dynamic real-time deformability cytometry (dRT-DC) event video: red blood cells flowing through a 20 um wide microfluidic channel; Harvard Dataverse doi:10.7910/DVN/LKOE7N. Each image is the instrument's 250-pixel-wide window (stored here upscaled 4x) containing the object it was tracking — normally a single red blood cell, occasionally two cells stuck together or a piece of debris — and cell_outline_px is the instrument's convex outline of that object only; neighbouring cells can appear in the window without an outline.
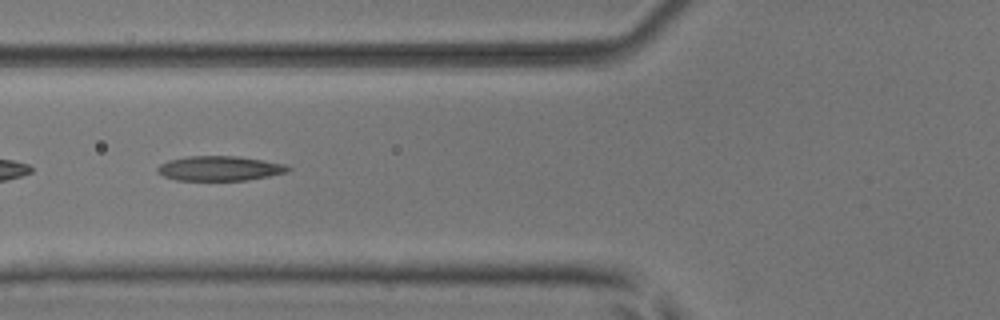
{"species": "common noctule bat (a hibernating species)", "species_latin": "Nyctalus noctula", "temperature_condition": "room temperature", "stored_images_in_passage": 37, "camera_frame_rate_fps": 3000, "um_per_image_px": 0.085, "animal": {"sex": "male", "body_mass_g": 17.9, "forearm_length_mm": 54.2}, "frame": {"image": 1, "passage_image": 5, "time_ms": 1.333, "image_size_px": [1000, 320], "cell_outline_px": [[292, 168], [288, 172], [248, 180], [176, 180], [164, 176], [156, 172], [156, 168], [160, 164], [168, 160], [188, 156], [236, 156], [264, 160], [284, 164]], "centroid_in_image_um": [18.66, 14.31], "position_along_channel_um": 107.1, "area_um2": 18.84}}
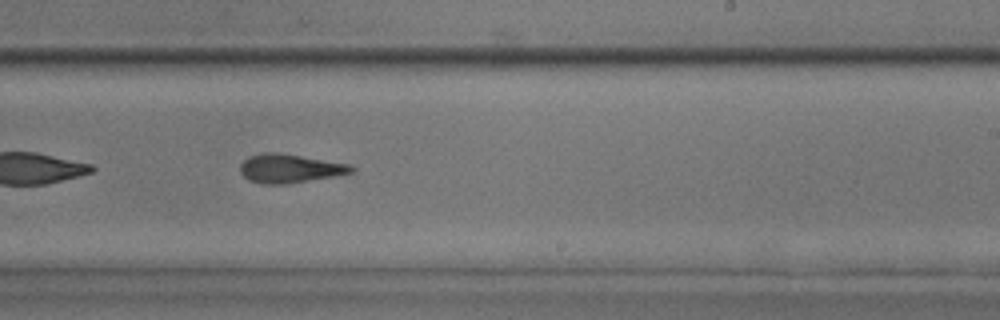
{"frame": {"image": 2, "passage_image": 17, "time_ms": 5.333, "image_size_px": [1000, 320], "cell_outline_px": [[356, 172], [288, 184], [264, 184], [248, 180], [240, 172], [240, 164], [248, 156], [264, 152], [280, 152], [352, 164], [356, 168]], "centroid_in_image_um": [24.66, 14.31], "position_along_channel_um": 264.3, "area_um2": 18.96}}
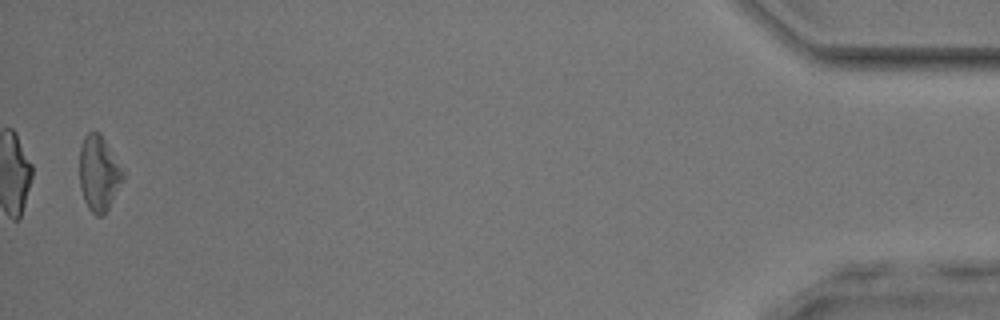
{"frame": {"image": 3, "passage_image": 36, "time_ms": 11.667, "image_size_px": [1000, 320], "cell_outline_px": [[124, 180], [104, 216], [96, 216], [88, 208], [84, 200], [80, 188], [80, 148], [84, 136], [92, 128], [100, 132], [124, 176]], "centroid_in_image_um": [8.37, 14.75], "position_along_channel_um": 426.8, "area_um2": 18.9}, "authors_computed_cell_mechanics": {"area_um2": 18.8428, "velocity_mm_per_s": 3.9423, "shape_relaxation_time_tau1_ms": 10.3001, "shape_relaxation_time_tau2_ms": 3.9793, "deformation_change_tau1": 0.2521, "deformation_change_tau2": 0.1591}}